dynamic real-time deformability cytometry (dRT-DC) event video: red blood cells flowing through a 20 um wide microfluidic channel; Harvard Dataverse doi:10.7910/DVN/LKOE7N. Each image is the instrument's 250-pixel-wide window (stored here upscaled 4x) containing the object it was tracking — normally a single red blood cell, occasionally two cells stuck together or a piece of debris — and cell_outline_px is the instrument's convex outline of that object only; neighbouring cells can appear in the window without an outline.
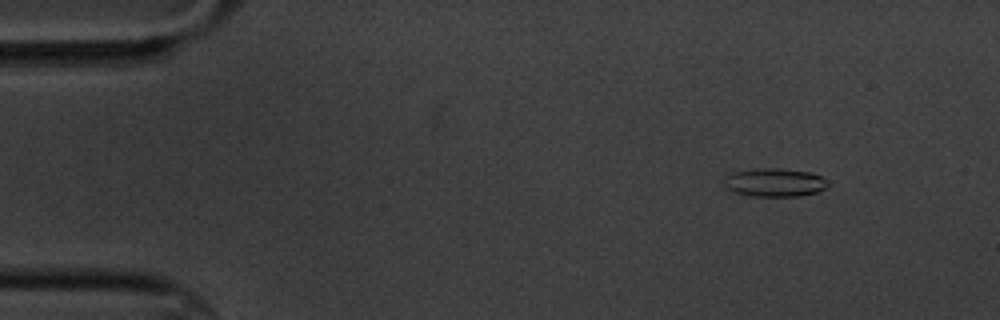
{"species": "common noctule bat (a hibernating species)", "species_latin": "Nyctalus noctula", "temperature_condition": "cold", "stored_images_in_passage": 5, "camera_frame_rate_fps": 3000, "um_per_image_px": 0.085, "animal": {"sex": "male", "body_mass_g": 20.1, "forearm_length_mm": 53.5}, "frame": {"image": 1, "passage_image": 2, "time_ms": 1.333, "image_size_px": [1000, 320], "cell_outline_px": [[828, 188], [816, 192], [796, 196], [752, 196], [736, 192], [728, 188], [724, 184], [724, 180], [728, 176], [736, 172], [760, 168], [780, 168], [808, 172], [820, 176], [828, 180]], "centroid_in_image_um": [65.9, 15.51], "position_along_channel_um": 19.1, "area_um2": 16.88}}